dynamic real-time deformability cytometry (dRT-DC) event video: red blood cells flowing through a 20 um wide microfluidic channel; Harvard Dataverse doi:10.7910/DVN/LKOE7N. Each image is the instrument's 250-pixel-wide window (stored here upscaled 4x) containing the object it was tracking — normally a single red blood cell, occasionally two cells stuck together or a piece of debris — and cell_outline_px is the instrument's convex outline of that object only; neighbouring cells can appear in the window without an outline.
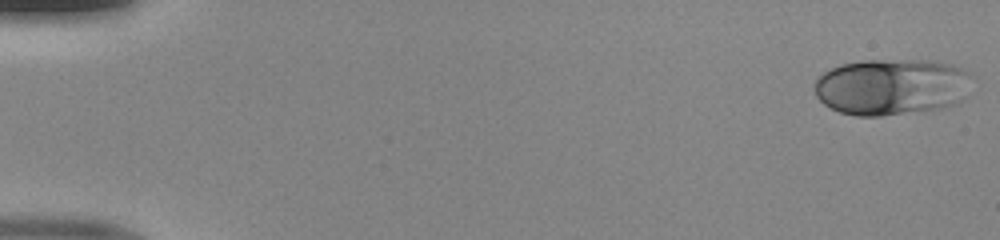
{"species": "human", "species_latin": "Homo sapiens", "temperature_condition": "room temperature", "stored_images_in_passage": 49, "camera_frame_rate_fps": 3000, "um_per_image_px": 0.085, "donor": {"sex": "male"}, "frame": {"image": 1, "passage_image": 1, "time_ms": 0.0, "image_size_px": [1000, 240], "cell_outline_px": [[972, 76], [968, 96], [956, 104], [944, 108], [880, 116], [856, 116], [840, 112], [824, 104], [816, 96], [816, 80], [824, 72], [840, 64], [864, 60], [928, 60], [952, 64], [972, 72]], "centroid_in_image_um": [75.86, 7.37], "position_along_channel_um": 9.1, "area_um2": 52.37}}
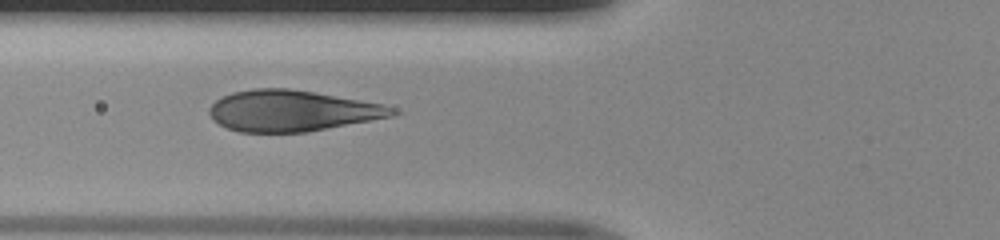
{"frame": {"image": 2, "passage_image": 19, "time_ms": 6.0, "image_size_px": [1000, 240], "cell_outline_px": [[404, 112], [396, 116], [308, 132], [240, 132], [228, 128], [212, 120], [208, 112], [208, 108], [216, 100], [232, 92], [252, 88], [288, 88], [316, 92], [384, 104], [396, 108]], "centroid_in_image_um": [24.89, 9.41], "position_along_channel_um": 100.9, "area_um2": 44.33}}
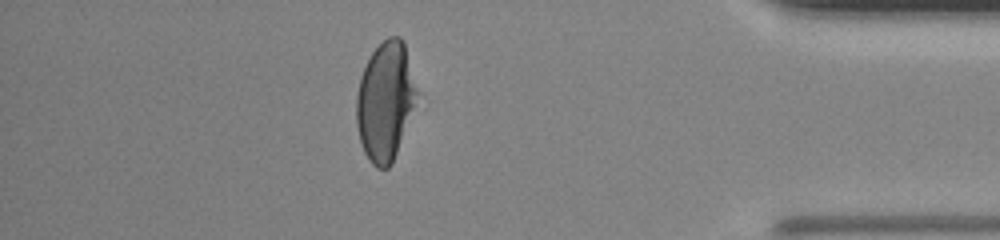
{"frame": {"image": 3, "passage_image": 43, "time_ms": 14.0, "image_size_px": [1000, 240], "cell_outline_px": [[416, 92], [392, 164], [388, 168], [376, 168], [368, 160], [364, 152], [360, 140], [356, 124], [356, 96], [360, 76], [372, 52], [388, 36], [400, 36], [404, 40], [416, 88]], "centroid_in_image_um": [32.69, 8.58], "position_along_channel_um": 402.5, "area_um2": 40.69}}